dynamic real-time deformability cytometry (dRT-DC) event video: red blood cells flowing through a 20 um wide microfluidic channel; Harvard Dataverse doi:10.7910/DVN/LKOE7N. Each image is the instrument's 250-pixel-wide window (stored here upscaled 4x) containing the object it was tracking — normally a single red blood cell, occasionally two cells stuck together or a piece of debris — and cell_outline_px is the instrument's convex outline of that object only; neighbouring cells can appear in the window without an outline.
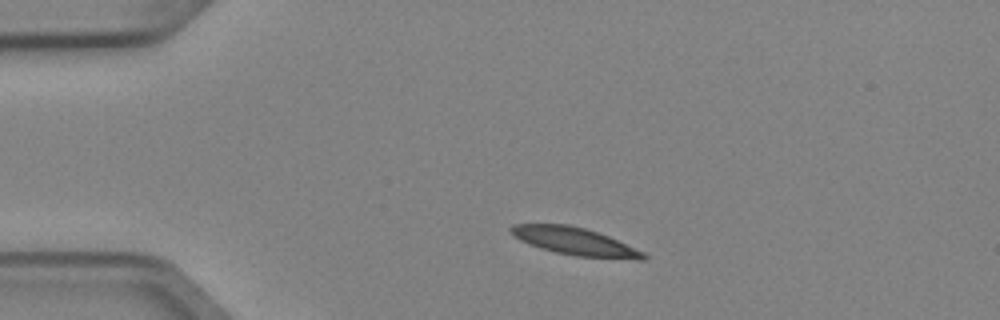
{"species": "Egyptian fruit bat (a non-hibernating species)", "species_latin": "Rousettus aegyptiacus", "temperature_condition": "cold", "stored_images_in_passage": 2, "camera_frame_rate_fps": 3000, "um_per_image_px": 0.085, "animal": {"sex": "female"}, "frame": {"image": 1, "passage_image": 1, "time_ms": 0.0, "image_size_px": [1000, 320], "cell_outline_px": [[648, 256], [644, 260], [636, 260], [576, 256], [556, 252], [540, 248], [528, 244], [520, 240], [508, 228], [512, 224], [568, 224], [584, 228], [608, 236], [644, 252]], "centroid_in_image_um": [48.88, 20.52], "position_along_channel_um": 36.1, "area_um2": 21.21}}